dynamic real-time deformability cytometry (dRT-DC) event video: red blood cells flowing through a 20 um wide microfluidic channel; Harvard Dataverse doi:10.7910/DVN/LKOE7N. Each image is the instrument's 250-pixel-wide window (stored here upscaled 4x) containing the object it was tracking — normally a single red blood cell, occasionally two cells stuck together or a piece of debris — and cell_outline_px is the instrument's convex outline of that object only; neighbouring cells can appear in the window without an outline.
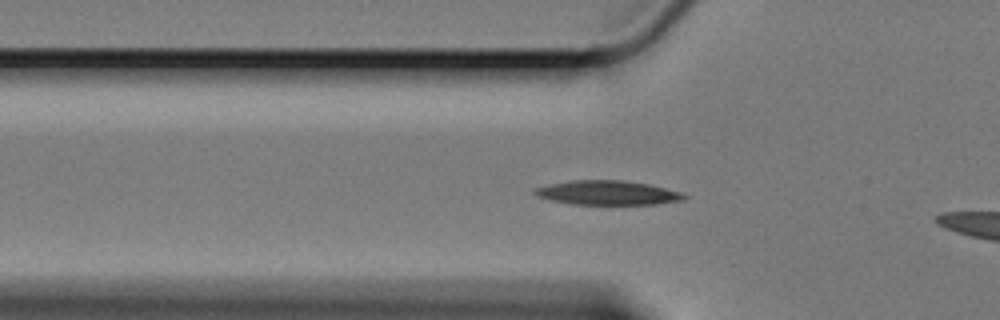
{"species": "Egyptian fruit bat (a non-hibernating species)", "species_latin": "Rousettus aegyptiacus", "temperature_condition": "cold", "stored_images_in_passage": 12, "camera_frame_rate_fps": 3000, "um_per_image_px": 0.085, "animal": {"sex": "female"}, "frame": {"image": 1, "passage_image": 10, "time_ms": 3.0, "image_size_px": [1000, 320], "cell_outline_px": [[688, 196], [684, 200], [656, 204], [572, 204], [552, 200], [536, 196], [532, 192], [536, 188], [548, 184], [572, 180], [624, 180], [648, 184], [680, 192]], "centroid_in_image_um": [51.63, 16.38], "position_along_channel_um": 74.2, "area_um2": 21.04}}